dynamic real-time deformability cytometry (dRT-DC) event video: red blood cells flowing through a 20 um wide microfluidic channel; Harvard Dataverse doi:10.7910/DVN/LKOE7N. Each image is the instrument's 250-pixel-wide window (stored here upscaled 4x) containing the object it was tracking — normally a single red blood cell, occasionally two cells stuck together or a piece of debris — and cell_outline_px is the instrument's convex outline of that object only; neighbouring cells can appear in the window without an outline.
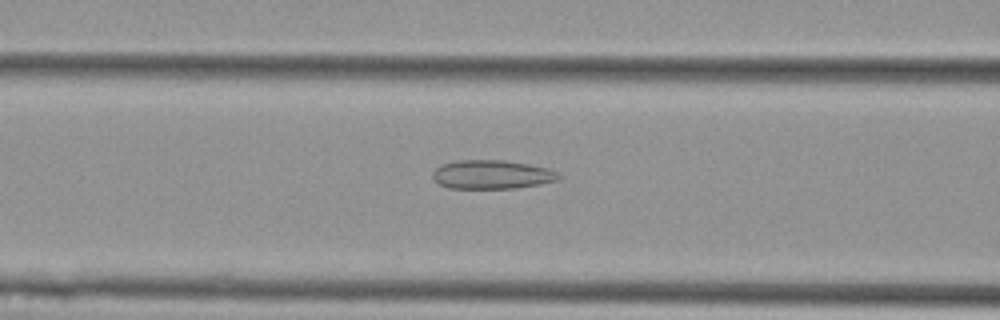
{"species": "Egyptian fruit bat (a non-hibernating species)", "species_latin": "Rousettus aegyptiacus", "temperature_condition": "cold", "stored_images_in_passage": 42, "camera_frame_rate_fps": 3000, "um_per_image_px": 0.085, "animal": {"sex": "female"}, "frame": {"image": 1, "passage_image": 8, "time_ms": 2.333, "image_size_px": [1000, 320], "cell_outline_px": [[560, 176], [556, 180], [540, 184], [516, 188], [448, 188], [440, 184], [432, 176], [432, 172], [440, 164], [456, 160], [504, 160], [528, 164], [548, 168], [560, 172]], "centroid_in_image_um": [41.8, 14.82], "position_along_channel_um": 124.8, "area_um2": 21.21}}
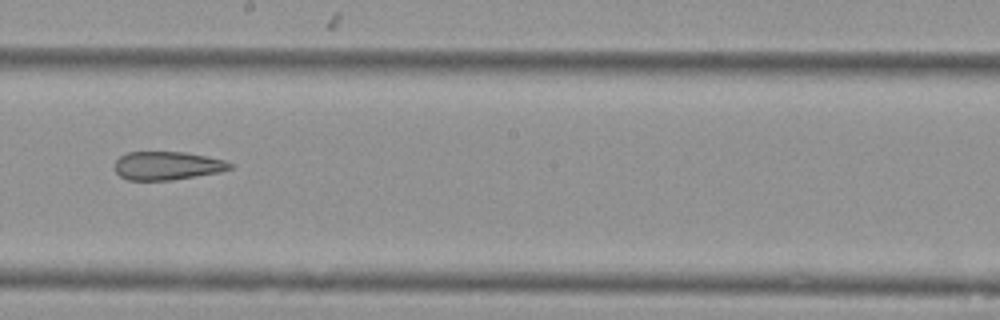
{"frame": {"image": 2, "passage_image": 17, "time_ms": 5.333, "image_size_px": [1000, 320], "cell_outline_px": [[232, 168], [220, 172], [168, 180], [128, 180], [120, 176], [116, 172], [116, 160], [120, 156], [128, 152], [188, 152], [208, 156], [224, 160], [232, 164]], "centroid_in_image_um": [14.22, 14.07], "position_along_channel_um": 234.0, "area_um2": 18.96}}
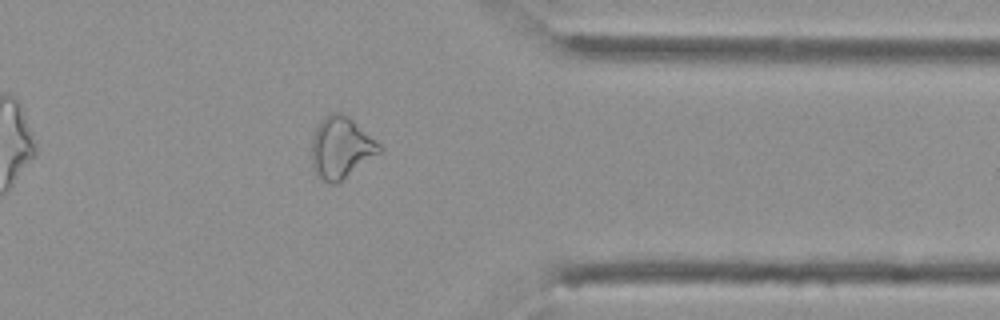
{"frame": {"image": 3, "passage_image": 30, "time_ms": 9.667, "image_size_px": [1000, 320], "cell_outline_px": [[384, 152], [336, 184], [332, 184], [316, 176], [312, 164], [312, 136], [316, 128], [332, 112], [340, 112], [348, 116], [380, 144], [384, 148]], "centroid_in_image_um": [29.03, 12.59], "position_along_channel_um": 382.4, "area_um2": 24.28}, "authors_computed_cell_mechanics": {"area_um2": 21.3282, "velocity_mm_per_s": 3.6527, "shape_relaxation_time_tau1_ms": null, "shape_relaxation_time_tau2_ms": 4.5946, "deformation_change_tau1": null, "deformation_change_tau2": 0.1474}}